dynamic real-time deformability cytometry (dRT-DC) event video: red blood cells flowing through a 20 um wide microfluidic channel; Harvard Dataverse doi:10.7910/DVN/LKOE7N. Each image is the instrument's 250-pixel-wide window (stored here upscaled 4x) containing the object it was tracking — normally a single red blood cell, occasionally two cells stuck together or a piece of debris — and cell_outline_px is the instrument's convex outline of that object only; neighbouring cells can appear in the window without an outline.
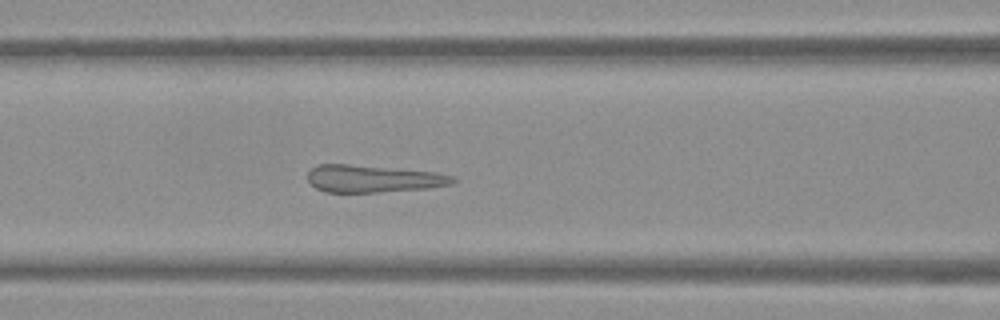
{"species": "Egyptian fruit bat (a non-hibernating species)", "species_latin": "Rousettus aegyptiacus", "temperature_condition": "warm", "stored_images_in_passage": 37, "camera_frame_rate_fps": 3000, "um_per_image_px": 0.085, "frame": {"image": 1, "passage_image": 6, "time_ms": 1.667, "image_size_px": [1000, 320], "cell_outline_px": [[456, 180], [452, 184], [428, 188], [376, 192], [324, 192], [316, 188], [308, 180], [308, 172], [316, 164], [348, 164], [436, 172], [452, 176]], "centroid_in_image_um": [31.69, 15.19], "position_along_channel_um": 134.9, "area_um2": 22.95}}
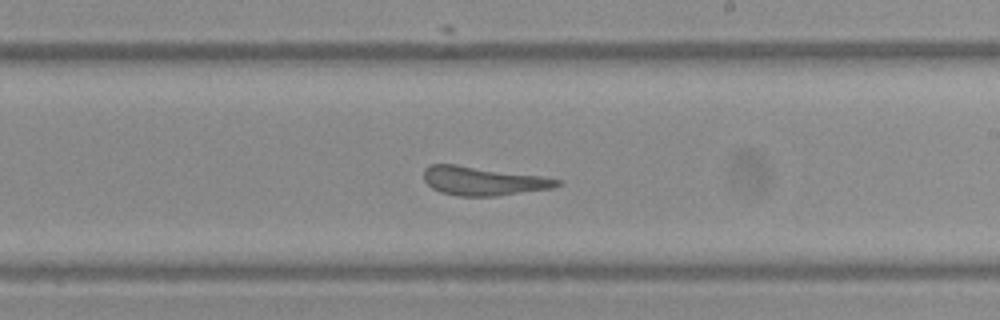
{"frame": {"image": 2, "passage_image": 15, "time_ms": 4.667, "image_size_px": [1000, 320], "cell_outline_px": [[564, 180], [560, 184], [552, 188], [496, 196], [460, 196], [440, 192], [432, 188], [424, 180], [424, 168], [428, 164], [456, 164], [544, 176]], "centroid_in_image_um": [41.07, 15.37], "position_along_channel_um": 247.9, "area_um2": 22.54}}
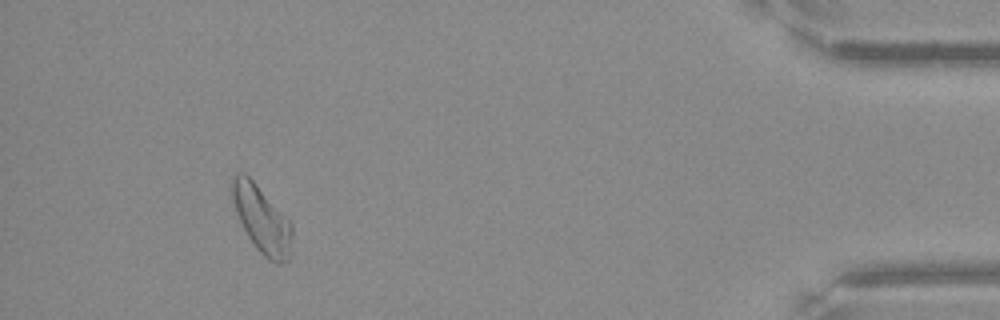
{"frame": {"image": 3, "passage_image": 33, "time_ms": 10.667, "image_size_px": [1000, 320], "cell_outline_px": [[292, 252], [288, 260], [280, 264], [276, 264], [268, 260], [256, 248], [248, 236], [236, 212], [232, 200], [232, 176], [236, 172], [244, 172], [256, 184], [292, 224]], "centroid_in_image_um": [22.26, 18.68], "position_along_channel_um": 412.9, "area_um2": 23.24}, "authors_computed_cell_mechanics": {"area_um2": 23.12, "velocity_mm_per_s": 3.7796, "shape_relaxation_time_tau1_ms": 6.6653, "shape_relaxation_time_tau2_ms": 0.8325, "deformation_change_tau1": 0.1068, "deformation_change_tau2": 0.0797}}